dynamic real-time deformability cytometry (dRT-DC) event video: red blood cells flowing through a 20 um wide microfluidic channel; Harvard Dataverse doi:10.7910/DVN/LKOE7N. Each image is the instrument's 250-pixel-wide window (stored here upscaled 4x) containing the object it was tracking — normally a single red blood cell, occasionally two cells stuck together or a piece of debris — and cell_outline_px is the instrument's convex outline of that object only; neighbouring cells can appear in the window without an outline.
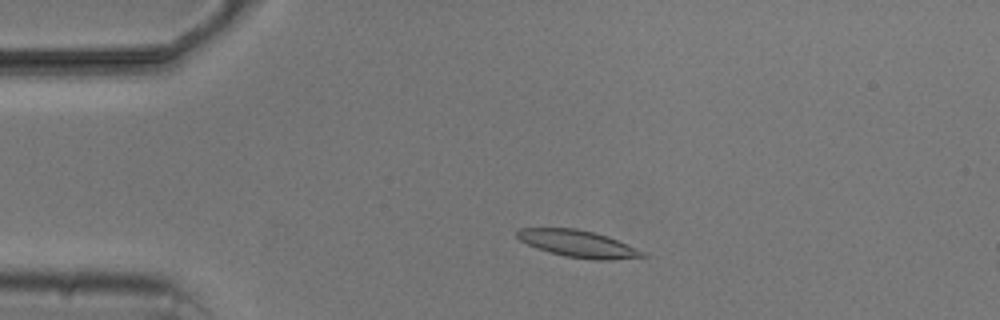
{"species": "common noctule bat (a hibernating species)", "species_latin": "Nyctalus noctula", "temperature_condition": "cold", "stored_images_in_passage": 3, "camera_frame_rate_fps": 3000, "um_per_image_px": 0.085, "animal": {"sex": "male", "body_mass_g": 20.5, "forearm_length_mm": 52.5}, "frame": {"image": 1, "passage_image": 1, "time_ms": 0.0, "image_size_px": [1000, 320], "cell_outline_px": [[648, 256], [612, 260], [596, 260], [568, 256], [536, 248], [520, 240], [516, 236], [516, 232], [520, 228], [576, 228], [608, 236], [644, 252]], "centroid_in_image_um": [49.13, 20.71], "position_along_channel_um": 35.9, "area_um2": 19.36}}